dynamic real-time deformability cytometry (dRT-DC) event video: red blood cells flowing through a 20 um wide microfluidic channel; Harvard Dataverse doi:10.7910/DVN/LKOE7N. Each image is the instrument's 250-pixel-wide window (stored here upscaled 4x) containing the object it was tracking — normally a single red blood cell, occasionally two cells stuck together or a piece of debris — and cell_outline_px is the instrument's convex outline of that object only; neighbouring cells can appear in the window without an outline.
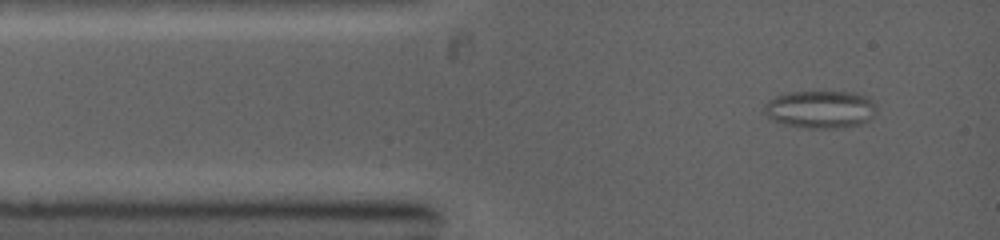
{"species": "common noctule bat (a hibernating species)", "species_latin": "Nyctalus noctula", "temperature_condition": "warm", "stored_images_in_passage": 5, "camera_frame_rate_fps": 5000, "um_per_image_px": 0.085, "animal": {"sex": "female", "body_mass_g": 19.0, "forearm_length_mm": 53.3}, "frame": {"image": 1, "passage_image": 2, "time_ms": 0.8, "image_size_px": [1000, 240], "cell_outline_px": [[876, 104], [872, 116], [868, 120], [860, 124], [840, 128], [808, 128], [784, 124], [772, 120], [764, 112], [764, 104], [768, 100], [776, 96], [792, 92], [852, 92], [868, 96]], "centroid_in_image_um": [69.73, 9.29], "position_along_channel_um": 15.3, "area_um2": 24.57}}
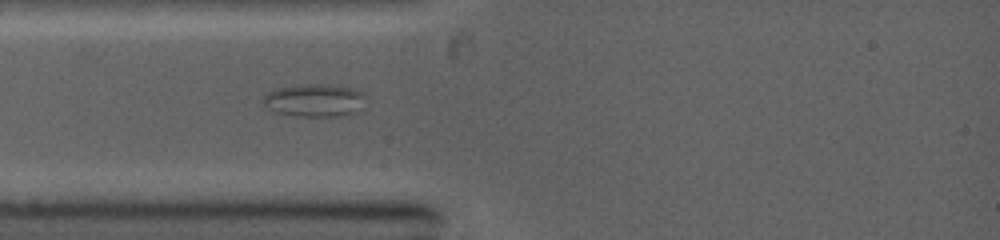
{"frame": {"image": 2, "passage_image": 5, "time_ms": 2.8, "image_size_px": [1000, 240], "cell_outline_px": [[364, 96], [352, 112], [340, 116], [296, 116], [276, 112], [268, 108], [260, 100], [268, 92], [276, 88], [300, 84], [336, 84], [352, 88], [364, 92]], "centroid_in_image_um": [26.63, 8.5], "position_along_channel_um": 58.4, "area_um2": 19.36}}